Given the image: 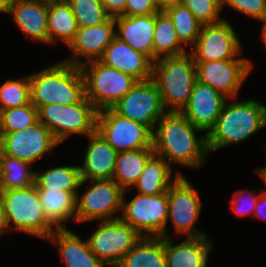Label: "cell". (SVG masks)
<instances>
[{"label": "cell", "instance_id": "cell-19", "mask_svg": "<svg viewBox=\"0 0 266 267\" xmlns=\"http://www.w3.org/2000/svg\"><path fill=\"white\" fill-rule=\"evenodd\" d=\"M99 61L106 66L133 76L138 81L152 78L153 61L116 36L105 48Z\"/></svg>", "mask_w": 266, "mask_h": 267}, {"label": "cell", "instance_id": "cell-21", "mask_svg": "<svg viewBox=\"0 0 266 267\" xmlns=\"http://www.w3.org/2000/svg\"><path fill=\"white\" fill-rule=\"evenodd\" d=\"M9 14L27 36L48 43V4L35 0H10Z\"/></svg>", "mask_w": 266, "mask_h": 267}, {"label": "cell", "instance_id": "cell-34", "mask_svg": "<svg viewBox=\"0 0 266 267\" xmlns=\"http://www.w3.org/2000/svg\"><path fill=\"white\" fill-rule=\"evenodd\" d=\"M39 122L38 109L32 104L2 110L0 112V133L26 129Z\"/></svg>", "mask_w": 266, "mask_h": 267}, {"label": "cell", "instance_id": "cell-27", "mask_svg": "<svg viewBox=\"0 0 266 267\" xmlns=\"http://www.w3.org/2000/svg\"><path fill=\"white\" fill-rule=\"evenodd\" d=\"M153 154V148L118 152L112 179L123 190H131Z\"/></svg>", "mask_w": 266, "mask_h": 267}, {"label": "cell", "instance_id": "cell-41", "mask_svg": "<svg viewBox=\"0 0 266 267\" xmlns=\"http://www.w3.org/2000/svg\"><path fill=\"white\" fill-rule=\"evenodd\" d=\"M107 14L110 17L116 18L125 13L127 0H102Z\"/></svg>", "mask_w": 266, "mask_h": 267}, {"label": "cell", "instance_id": "cell-14", "mask_svg": "<svg viewBox=\"0 0 266 267\" xmlns=\"http://www.w3.org/2000/svg\"><path fill=\"white\" fill-rule=\"evenodd\" d=\"M167 198L168 219L172 220L176 234L188 235L187 237L206 236L194 226L201 213V200L197 190L184 175L179 176L169 187Z\"/></svg>", "mask_w": 266, "mask_h": 267}, {"label": "cell", "instance_id": "cell-20", "mask_svg": "<svg viewBox=\"0 0 266 267\" xmlns=\"http://www.w3.org/2000/svg\"><path fill=\"white\" fill-rule=\"evenodd\" d=\"M90 140L79 166L82 180L112 179L117 151L96 130L87 136Z\"/></svg>", "mask_w": 266, "mask_h": 267}, {"label": "cell", "instance_id": "cell-39", "mask_svg": "<svg viewBox=\"0 0 266 267\" xmlns=\"http://www.w3.org/2000/svg\"><path fill=\"white\" fill-rule=\"evenodd\" d=\"M246 193H248L249 195L247 196ZM254 193L256 194L257 191L253 190L252 192H248L247 190H242L235 192L233 196L234 198L232 199L231 203L233 212H235L237 215H247L254 213L258 199V195L256 196ZM245 196L248 198H244Z\"/></svg>", "mask_w": 266, "mask_h": 267}, {"label": "cell", "instance_id": "cell-33", "mask_svg": "<svg viewBox=\"0 0 266 267\" xmlns=\"http://www.w3.org/2000/svg\"><path fill=\"white\" fill-rule=\"evenodd\" d=\"M174 24L176 35L184 45H194L202 29V24L193 16V13L182 3L167 6L163 9Z\"/></svg>", "mask_w": 266, "mask_h": 267}, {"label": "cell", "instance_id": "cell-35", "mask_svg": "<svg viewBox=\"0 0 266 267\" xmlns=\"http://www.w3.org/2000/svg\"><path fill=\"white\" fill-rule=\"evenodd\" d=\"M79 28L91 27L106 22L107 14L102 0H67Z\"/></svg>", "mask_w": 266, "mask_h": 267}, {"label": "cell", "instance_id": "cell-45", "mask_svg": "<svg viewBox=\"0 0 266 267\" xmlns=\"http://www.w3.org/2000/svg\"><path fill=\"white\" fill-rule=\"evenodd\" d=\"M9 0H0V13H8Z\"/></svg>", "mask_w": 266, "mask_h": 267}, {"label": "cell", "instance_id": "cell-44", "mask_svg": "<svg viewBox=\"0 0 266 267\" xmlns=\"http://www.w3.org/2000/svg\"><path fill=\"white\" fill-rule=\"evenodd\" d=\"M160 10H163L165 7L180 3L181 0H153Z\"/></svg>", "mask_w": 266, "mask_h": 267}, {"label": "cell", "instance_id": "cell-9", "mask_svg": "<svg viewBox=\"0 0 266 267\" xmlns=\"http://www.w3.org/2000/svg\"><path fill=\"white\" fill-rule=\"evenodd\" d=\"M142 236L120 218L104 220L87 240L93 254L105 265L116 267Z\"/></svg>", "mask_w": 266, "mask_h": 267}, {"label": "cell", "instance_id": "cell-43", "mask_svg": "<svg viewBox=\"0 0 266 267\" xmlns=\"http://www.w3.org/2000/svg\"><path fill=\"white\" fill-rule=\"evenodd\" d=\"M5 207L0 196V235H2L8 229Z\"/></svg>", "mask_w": 266, "mask_h": 267}, {"label": "cell", "instance_id": "cell-5", "mask_svg": "<svg viewBox=\"0 0 266 267\" xmlns=\"http://www.w3.org/2000/svg\"><path fill=\"white\" fill-rule=\"evenodd\" d=\"M7 224L18 231L47 239L57 228L49 221L40 202L36 185L28 188L1 190Z\"/></svg>", "mask_w": 266, "mask_h": 267}, {"label": "cell", "instance_id": "cell-17", "mask_svg": "<svg viewBox=\"0 0 266 267\" xmlns=\"http://www.w3.org/2000/svg\"><path fill=\"white\" fill-rule=\"evenodd\" d=\"M227 97L211 86L195 82L188 104L181 113L196 127L209 131L215 126Z\"/></svg>", "mask_w": 266, "mask_h": 267}, {"label": "cell", "instance_id": "cell-22", "mask_svg": "<svg viewBox=\"0 0 266 267\" xmlns=\"http://www.w3.org/2000/svg\"><path fill=\"white\" fill-rule=\"evenodd\" d=\"M118 31L115 36L136 51L147 55L153 61V38L156 14L145 16H119L115 18Z\"/></svg>", "mask_w": 266, "mask_h": 267}, {"label": "cell", "instance_id": "cell-1", "mask_svg": "<svg viewBox=\"0 0 266 267\" xmlns=\"http://www.w3.org/2000/svg\"><path fill=\"white\" fill-rule=\"evenodd\" d=\"M203 130L194 126L181 112L167 111L157 122L152 134L154 153L171 162L187 167L203 166L209 153L207 134L197 138Z\"/></svg>", "mask_w": 266, "mask_h": 267}, {"label": "cell", "instance_id": "cell-16", "mask_svg": "<svg viewBox=\"0 0 266 267\" xmlns=\"http://www.w3.org/2000/svg\"><path fill=\"white\" fill-rule=\"evenodd\" d=\"M197 80L219 91L227 98L235 99L243 81L253 67L246 58L222 61L195 62Z\"/></svg>", "mask_w": 266, "mask_h": 267}, {"label": "cell", "instance_id": "cell-3", "mask_svg": "<svg viewBox=\"0 0 266 267\" xmlns=\"http://www.w3.org/2000/svg\"><path fill=\"white\" fill-rule=\"evenodd\" d=\"M266 128V106L254 99L225 103L215 126L207 134L209 153L244 142Z\"/></svg>", "mask_w": 266, "mask_h": 267}, {"label": "cell", "instance_id": "cell-25", "mask_svg": "<svg viewBox=\"0 0 266 267\" xmlns=\"http://www.w3.org/2000/svg\"><path fill=\"white\" fill-rule=\"evenodd\" d=\"M172 172V167L169 163L154 153L148 159L142 174L134 186L138 189V194L158 195L165 193L179 176H183V174L177 172L172 181Z\"/></svg>", "mask_w": 266, "mask_h": 267}, {"label": "cell", "instance_id": "cell-42", "mask_svg": "<svg viewBox=\"0 0 266 267\" xmlns=\"http://www.w3.org/2000/svg\"><path fill=\"white\" fill-rule=\"evenodd\" d=\"M260 192V194H258V199H257V203H256V206H255V211H254V214L255 216L263 219V220H266V212H265V209H266V190L265 191H262L261 190H258Z\"/></svg>", "mask_w": 266, "mask_h": 267}, {"label": "cell", "instance_id": "cell-6", "mask_svg": "<svg viewBox=\"0 0 266 267\" xmlns=\"http://www.w3.org/2000/svg\"><path fill=\"white\" fill-rule=\"evenodd\" d=\"M85 97L97 111L112 108L138 82L133 76L104 65L99 60L80 66Z\"/></svg>", "mask_w": 266, "mask_h": 267}, {"label": "cell", "instance_id": "cell-47", "mask_svg": "<svg viewBox=\"0 0 266 267\" xmlns=\"http://www.w3.org/2000/svg\"><path fill=\"white\" fill-rule=\"evenodd\" d=\"M261 22H263V28H262V35L261 36H263L264 44L266 47V19H264Z\"/></svg>", "mask_w": 266, "mask_h": 267}, {"label": "cell", "instance_id": "cell-32", "mask_svg": "<svg viewBox=\"0 0 266 267\" xmlns=\"http://www.w3.org/2000/svg\"><path fill=\"white\" fill-rule=\"evenodd\" d=\"M30 163L5 155L1 151V190L28 188L35 184V172L29 170Z\"/></svg>", "mask_w": 266, "mask_h": 267}, {"label": "cell", "instance_id": "cell-4", "mask_svg": "<svg viewBox=\"0 0 266 267\" xmlns=\"http://www.w3.org/2000/svg\"><path fill=\"white\" fill-rule=\"evenodd\" d=\"M152 79L160 91L165 110L181 112L197 81L191 53L158 58L153 62Z\"/></svg>", "mask_w": 266, "mask_h": 267}, {"label": "cell", "instance_id": "cell-12", "mask_svg": "<svg viewBox=\"0 0 266 267\" xmlns=\"http://www.w3.org/2000/svg\"><path fill=\"white\" fill-rule=\"evenodd\" d=\"M112 109L125 118L147 126L152 132L167 111L152 78L138 81Z\"/></svg>", "mask_w": 266, "mask_h": 267}, {"label": "cell", "instance_id": "cell-11", "mask_svg": "<svg viewBox=\"0 0 266 267\" xmlns=\"http://www.w3.org/2000/svg\"><path fill=\"white\" fill-rule=\"evenodd\" d=\"M88 181L89 190L76 196V222L119 219L112 215L122 209L124 190L113 179L82 180V185Z\"/></svg>", "mask_w": 266, "mask_h": 267}, {"label": "cell", "instance_id": "cell-36", "mask_svg": "<svg viewBox=\"0 0 266 267\" xmlns=\"http://www.w3.org/2000/svg\"><path fill=\"white\" fill-rule=\"evenodd\" d=\"M31 103L29 76L6 80L0 86V112Z\"/></svg>", "mask_w": 266, "mask_h": 267}, {"label": "cell", "instance_id": "cell-49", "mask_svg": "<svg viewBox=\"0 0 266 267\" xmlns=\"http://www.w3.org/2000/svg\"><path fill=\"white\" fill-rule=\"evenodd\" d=\"M0 165H1V148H0ZM0 179H1V169H0Z\"/></svg>", "mask_w": 266, "mask_h": 267}, {"label": "cell", "instance_id": "cell-30", "mask_svg": "<svg viewBox=\"0 0 266 267\" xmlns=\"http://www.w3.org/2000/svg\"><path fill=\"white\" fill-rule=\"evenodd\" d=\"M176 35L174 24L164 10L156 13V25L153 38V62L165 56H178L187 53Z\"/></svg>", "mask_w": 266, "mask_h": 267}, {"label": "cell", "instance_id": "cell-15", "mask_svg": "<svg viewBox=\"0 0 266 267\" xmlns=\"http://www.w3.org/2000/svg\"><path fill=\"white\" fill-rule=\"evenodd\" d=\"M58 144L52 132L41 122L15 132L0 133L1 151L30 164Z\"/></svg>", "mask_w": 266, "mask_h": 267}, {"label": "cell", "instance_id": "cell-48", "mask_svg": "<svg viewBox=\"0 0 266 267\" xmlns=\"http://www.w3.org/2000/svg\"><path fill=\"white\" fill-rule=\"evenodd\" d=\"M35 1L49 4V3H56V2H65L67 0H35Z\"/></svg>", "mask_w": 266, "mask_h": 267}, {"label": "cell", "instance_id": "cell-40", "mask_svg": "<svg viewBox=\"0 0 266 267\" xmlns=\"http://www.w3.org/2000/svg\"><path fill=\"white\" fill-rule=\"evenodd\" d=\"M159 10L153 0H127L122 16H145L156 14Z\"/></svg>", "mask_w": 266, "mask_h": 267}, {"label": "cell", "instance_id": "cell-28", "mask_svg": "<svg viewBox=\"0 0 266 267\" xmlns=\"http://www.w3.org/2000/svg\"><path fill=\"white\" fill-rule=\"evenodd\" d=\"M40 202L49 221L56 228L70 218L76 222V195L64 190H38Z\"/></svg>", "mask_w": 266, "mask_h": 267}, {"label": "cell", "instance_id": "cell-46", "mask_svg": "<svg viewBox=\"0 0 266 267\" xmlns=\"http://www.w3.org/2000/svg\"><path fill=\"white\" fill-rule=\"evenodd\" d=\"M256 171H257L258 175L262 178L264 183L266 184V167L259 168Z\"/></svg>", "mask_w": 266, "mask_h": 267}, {"label": "cell", "instance_id": "cell-18", "mask_svg": "<svg viewBox=\"0 0 266 267\" xmlns=\"http://www.w3.org/2000/svg\"><path fill=\"white\" fill-rule=\"evenodd\" d=\"M114 37L115 18L113 17L96 26L78 28L75 38L68 46L74 54L64 61L80 67L84 63L99 60ZM79 57H85L86 60L77 59Z\"/></svg>", "mask_w": 266, "mask_h": 267}, {"label": "cell", "instance_id": "cell-37", "mask_svg": "<svg viewBox=\"0 0 266 267\" xmlns=\"http://www.w3.org/2000/svg\"><path fill=\"white\" fill-rule=\"evenodd\" d=\"M192 13L193 16L202 24H213L221 21L219 18L221 0H181Z\"/></svg>", "mask_w": 266, "mask_h": 267}, {"label": "cell", "instance_id": "cell-8", "mask_svg": "<svg viewBox=\"0 0 266 267\" xmlns=\"http://www.w3.org/2000/svg\"><path fill=\"white\" fill-rule=\"evenodd\" d=\"M122 198V216L141 236L169 237L167 192L158 195L137 194L129 203Z\"/></svg>", "mask_w": 266, "mask_h": 267}, {"label": "cell", "instance_id": "cell-13", "mask_svg": "<svg viewBox=\"0 0 266 267\" xmlns=\"http://www.w3.org/2000/svg\"><path fill=\"white\" fill-rule=\"evenodd\" d=\"M240 40L229 21L222 19L202 26L190 52L195 62L236 59L241 54Z\"/></svg>", "mask_w": 266, "mask_h": 267}, {"label": "cell", "instance_id": "cell-26", "mask_svg": "<svg viewBox=\"0 0 266 267\" xmlns=\"http://www.w3.org/2000/svg\"><path fill=\"white\" fill-rule=\"evenodd\" d=\"M116 267H167L164 237L142 236Z\"/></svg>", "mask_w": 266, "mask_h": 267}, {"label": "cell", "instance_id": "cell-2", "mask_svg": "<svg viewBox=\"0 0 266 267\" xmlns=\"http://www.w3.org/2000/svg\"><path fill=\"white\" fill-rule=\"evenodd\" d=\"M31 103L39 109L48 104L70 105L85 97L79 66L65 61L29 75Z\"/></svg>", "mask_w": 266, "mask_h": 267}, {"label": "cell", "instance_id": "cell-23", "mask_svg": "<svg viewBox=\"0 0 266 267\" xmlns=\"http://www.w3.org/2000/svg\"><path fill=\"white\" fill-rule=\"evenodd\" d=\"M54 245H58L61 260L65 267H104L90 249L88 241H83L71 230L57 228L48 238Z\"/></svg>", "mask_w": 266, "mask_h": 267}, {"label": "cell", "instance_id": "cell-7", "mask_svg": "<svg viewBox=\"0 0 266 267\" xmlns=\"http://www.w3.org/2000/svg\"><path fill=\"white\" fill-rule=\"evenodd\" d=\"M98 111L84 97L70 105L48 104L38 109L39 122L43 123L61 143L71 134L88 136L96 130Z\"/></svg>", "mask_w": 266, "mask_h": 267}, {"label": "cell", "instance_id": "cell-10", "mask_svg": "<svg viewBox=\"0 0 266 267\" xmlns=\"http://www.w3.org/2000/svg\"><path fill=\"white\" fill-rule=\"evenodd\" d=\"M96 131L117 152L153 148V132L147 126L117 114L112 108L98 111Z\"/></svg>", "mask_w": 266, "mask_h": 267}, {"label": "cell", "instance_id": "cell-29", "mask_svg": "<svg viewBox=\"0 0 266 267\" xmlns=\"http://www.w3.org/2000/svg\"><path fill=\"white\" fill-rule=\"evenodd\" d=\"M78 28L77 20L67 1L48 4V43L54 44L61 40L69 46Z\"/></svg>", "mask_w": 266, "mask_h": 267}, {"label": "cell", "instance_id": "cell-31", "mask_svg": "<svg viewBox=\"0 0 266 267\" xmlns=\"http://www.w3.org/2000/svg\"><path fill=\"white\" fill-rule=\"evenodd\" d=\"M35 185L38 190H64L78 195L82 186L79 166L52 167L43 172H35Z\"/></svg>", "mask_w": 266, "mask_h": 267}, {"label": "cell", "instance_id": "cell-24", "mask_svg": "<svg viewBox=\"0 0 266 267\" xmlns=\"http://www.w3.org/2000/svg\"><path fill=\"white\" fill-rule=\"evenodd\" d=\"M212 242L203 237H186L174 245L170 237H164V251L167 267H206Z\"/></svg>", "mask_w": 266, "mask_h": 267}, {"label": "cell", "instance_id": "cell-38", "mask_svg": "<svg viewBox=\"0 0 266 267\" xmlns=\"http://www.w3.org/2000/svg\"><path fill=\"white\" fill-rule=\"evenodd\" d=\"M224 5L260 20V22L266 19V0H221V8Z\"/></svg>", "mask_w": 266, "mask_h": 267}]
</instances>
